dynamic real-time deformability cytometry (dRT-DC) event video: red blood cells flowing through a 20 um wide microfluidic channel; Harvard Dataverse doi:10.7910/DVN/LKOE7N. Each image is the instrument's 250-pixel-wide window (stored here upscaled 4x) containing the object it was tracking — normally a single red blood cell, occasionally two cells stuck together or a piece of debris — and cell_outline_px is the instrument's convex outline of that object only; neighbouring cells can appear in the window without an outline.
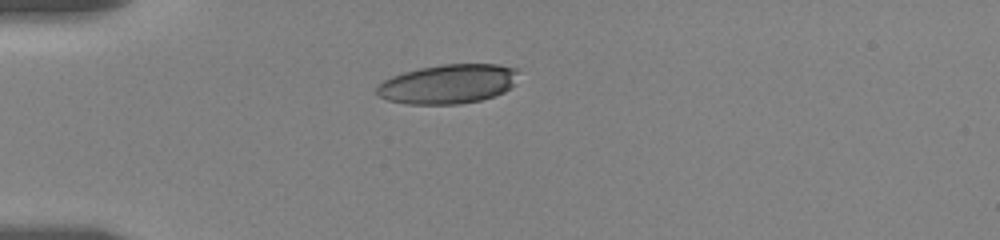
{"species": "human", "species_latin": "Homo sapiens", "temperature_condition": "room temperature", "stored_images_in_passage": 34, "camera_frame_rate_fps": 3000, "um_per_image_px": 0.085, "donor": {"sex": "female"}, "frame": {"image": 1, "passage_image": 1, "time_ms": 0.0, "image_size_px": [1000, 240], "cell_outline_px": [[516, 84], [504, 92], [480, 100], [460, 104], [408, 104], [388, 100], [380, 96], [376, 92], [376, 88], [384, 80], [392, 76], [404, 72], [420, 68], [444, 64], [496, 64], [516, 68]], "centroid_in_image_um": [38.09, 7.14], "position_along_channel_um": 46.9, "area_um2": 32.31}}
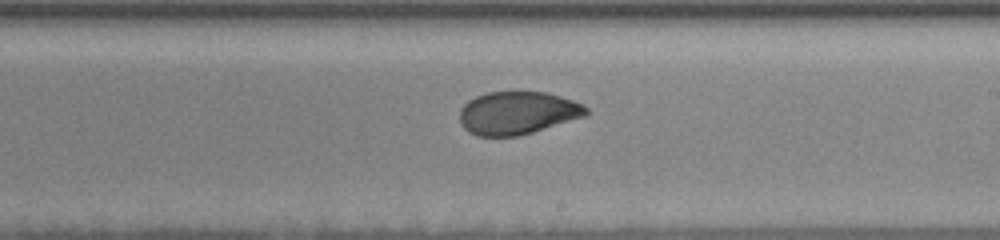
{"frame": {"image": 2, "passage_image": 16, "time_ms": 6.333, "image_size_px": [1000, 240], "cell_outline_px": [[588, 116], [532, 132], [516, 136], [476, 136], [468, 132], [460, 124], [460, 108], [468, 100], [476, 96], [488, 92], [548, 92], [584, 104], [588, 108]], "centroid_in_image_um": [44.0, 9.6], "position_along_channel_um": 245.0, "area_um2": 31.85}}
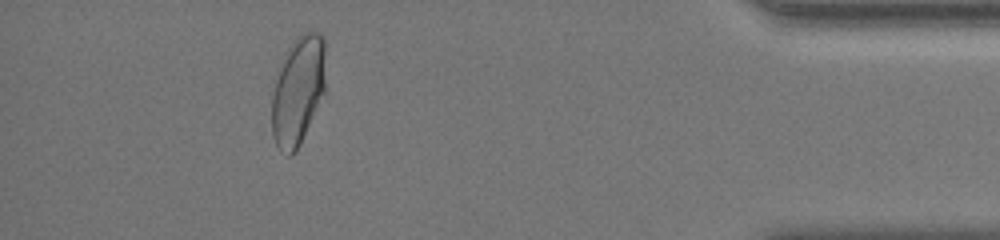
{"frame": {"image": 3, "passage_image": 31, "time_ms": 12.333, "image_size_px": [1000, 240], "cell_outline_px": [[324, 96], [300, 144], [292, 156], [288, 156], [280, 152], [276, 144], [272, 132], [272, 96], [276, 80], [284, 52], [296, 36], [300, 32], [308, 28], [320, 32], [324, 36]], "centroid_in_image_um": [25.34, 7.65], "position_along_channel_um": 409.9, "area_um2": 34.68}, "authors_computed_cell_mechanics": {"area_um2": 32.9171, "velocity_mm_per_s": 3.4887, "shape_relaxation_time_tau1_ms": 6.9132, "shape_relaxation_time_tau2_ms": 1.4688, "deformation_change_tau1": 0.1865, "deformation_change_tau2": 0.0522}}